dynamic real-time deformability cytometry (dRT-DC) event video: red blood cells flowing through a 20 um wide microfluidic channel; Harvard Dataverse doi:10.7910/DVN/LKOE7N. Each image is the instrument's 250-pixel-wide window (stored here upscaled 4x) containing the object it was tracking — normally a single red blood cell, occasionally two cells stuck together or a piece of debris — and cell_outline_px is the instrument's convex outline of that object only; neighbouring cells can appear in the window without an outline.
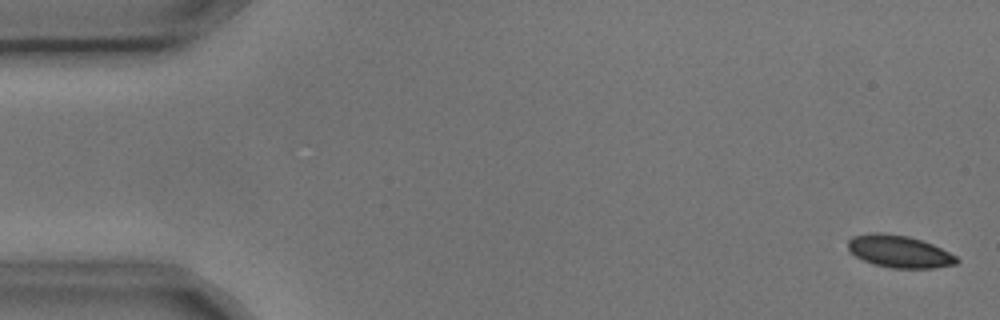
{"species": "common noctule bat (a hibernating species)", "species_latin": "Nyctalus noctula", "temperature_condition": "cold", "stored_images_in_passage": 5, "camera_frame_rate_fps": 3000, "um_per_image_px": 0.085, "animal": {"sex": "male", "body_mass_g": 17.9, "forearm_length_mm": 54.2}, "frame": {"image": 1, "passage_image": 1, "time_ms": 0.0, "image_size_px": [1000, 320], "cell_outline_px": [[960, 260], [956, 264], [932, 268], [892, 268], [876, 264], [864, 260], [856, 256], [848, 248], [848, 240], [852, 236], [876, 232], [880, 232], [908, 236], [932, 244], [956, 256]], "centroid_in_image_um": [76.44, 21.37], "position_along_channel_um": 8.6, "area_um2": 20.17}}
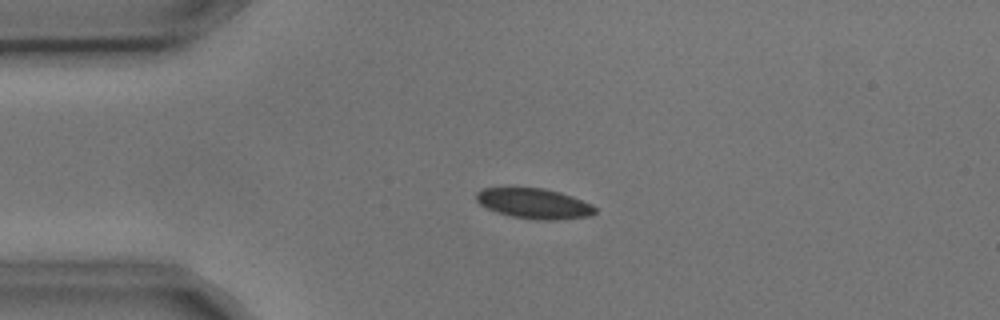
{"frame": {"image": 2, "passage_image": 4, "time_ms": 1.0, "image_size_px": [1000, 320], "cell_outline_px": [[596, 212], [592, 216], [556, 220], [536, 220], [512, 216], [496, 212], [480, 204], [476, 200], [476, 192], [480, 188], [544, 188], [560, 192], [572, 196], [592, 204], [596, 208]], "centroid_in_image_um": [45.42, 17.3], "position_along_channel_um": 39.6, "area_um2": 21.04}}